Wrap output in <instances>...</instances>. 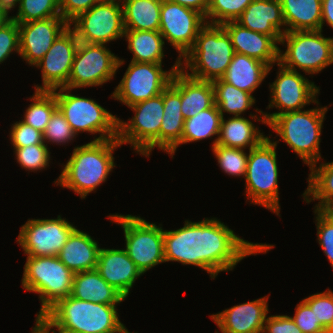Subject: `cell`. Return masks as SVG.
<instances>
[{"instance_id":"6da1fadb","label":"cell","mask_w":333,"mask_h":333,"mask_svg":"<svg viewBox=\"0 0 333 333\" xmlns=\"http://www.w3.org/2000/svg\"><path fill=\"white\" fill-rule=\"evenodd\" d=\"M274 245L248 242L235 235L216 218L186 220L177 230H164L165 262L198 266L214 279L219 272L233 270L246 256L266 253Z\"/></svg>"},{"instance_id":"7a4b0ae2","label":"cell","mask_w":333,"mask_h":333,"mask_svg":"<svg viewBox=\"0 0 333 333\" xmlns=\"http://www.w3.org/2000/svg\"><path fill=\"white\" fill-rule=\"evenodd\" d=\"M122 144L115 139L91 141L75 147L64 165L61 175L54 181L63 188L73 190L85 198L105 182L114 164L113 151Z\"/></svg>"},{"instance_id":"3957f363","label":"cell","mask_w":333,"mask_h":333,"mask_svg":"<svg viewBox=\"0 0 333 333\" xmlns=\"http://www.w3.org/2000/svg\"><path fill=\"white\" fill-rule=\"evenodd\" d=\"M117 304H100L69 295L36 318L43 326H58L73 333H124Z\"/></svg>"},{"instance_id":"277c9868","label":"cell","mask_w":333,"mask_h":333,"mask_svg":"<svg viewBox=\"0 0 333 333\" xmlns=\"http://www.w3.org/2000/svg\"><path fill=\"white\" fill-rule=\"evenodd\" d=\"M234 54L231 38L223 25L206 23L194 46L182 57L185 65L181 61L180 68H188L185 73L192 78L213 82L223 77Z\"/></svg>"},{"instance_id":"5b68a950","label":"cell","mask_w":333,"mask_h":333,"mask_svg":"<svg viewBox=\"0 0 333 333\" xmlns=\"http://www.w3.org/2000/svg\"><path fill=\"white\" fill-rule=\"evenodd\" d=\"M327 107L285 112L276 116L268 126L309 167L321 160L320 136Z\"/></svg>"},{"instance_id":"8992f818","label":"cell","mask_w":333,"mask_h":333,"mask_svg":"<svg viewBox=\"0 0 333 333\" xmlns=\"http://www.w3.org/2000/svg\"><path fill=\"white\" fill-rule=\"evenodd\" d=\"M74 273L57 256H27L22 287L39 294L44 315L59 300L71 295Z\"/></svg>"},{"instance_id":"52a82bcc","label":"cell","mask_w":333,"mask_h":333,"mask_svg":"<svg viewBox=\"0 0 333 333\" xmlns=\"http://www.w3.org/2000/svg\"><path fill=\"white\" fill-rule=\"evenodd\" d=\"M277 141L268 136L249 150L245 174L247 199L280 215L278 192Z\"/></svg>"},{"instance_id":"ba28073f","label":"cell","mask_w":333,"mask_h":333,"mask_svg":"<svg viewBox=\"0 0 333 333\" xmlns=\"http://www.w3.org/2000/svg\"><path fill=\"white\" fill-rule=\"evenodd\" d=\"M285 42L287 49L279 50V64L286 69L297 71V67L313 75L333 64V37H324L322 30L285 32L280 44Z\"/></svg>"},{"instance_id":"9c48e42d","label":"cell","mask_w":333,"mask_h":333,"mask_svg":"<svg viewBox=\"0 0 333 333\" xmlns=\"http://www.w3.org/2000/svg\"><path fill=\"white\" fill-rule=\"evenodd\" d=\"M58 91V92H57ZM71 89L63 87L53 90L57 108L64 115L75 134L100 133L93 141L115 139L118 137V118L93 99L75 96Z\"/></svg>"},{"instance_id":"30bf717a","label":"cell","mask_w":333,"mask_h":333,"mask_svg":"<svg viewBox=\"0 0 333 333\" xmlns=\"http://www.w3.org/2000/svg\"><path fill=\"white\" fill-rule=\"evenodd\" d=\"M108 217L122 226L126 241L125 251L142 274L165 262L162 227L139 216L116 214Z\"/></svg>"},{"instance_id":"8fae6325","label":"cell","mask_w":333,"mask_h":333,"mask_svg":"<svg viewBox=\"0 0 333 333\" xmlns=\"http://www.w3.org/2000/svg\"><path fill=\"white\" fill-rule=\"evenodd\" d=\"M129 108L135 116L129 122L118 118V141L130 144L140 154L149 157L151 151L160 149V127L164 116L163 91L161 94L136 103Z\"/></svg>"},{"instance_id":"7c38bea8","label":"cell","mask_w":333,"mask_h":333,"mask_svg":"<svg viewBox=\"0 0 333 333\" xmlns=\"http://www.w3.org/2000/svg\"><path fill=\"white\" fill-rule=\"evenodd\" d=\"M180 66L179 58L170 71H164L162 64L131 61L111 98L128 107L153 98L170 84L174 72L180 69Z\"/></svg>"},{"instance_id":"4fadbf2b","label":"cell","mask_w":333,"mask_h":333,"mask_svg":"<svg viewBox=\"0 0 333 333\" xmlns=\"http://www.w3.org/2000/svg\"><path fill=\"white\" fill-rule=\"evenodd\" d=\"M277 65L280 71H278L277 79L270 85L272 97L267 108L276 107L280 112L268 114L256 109L258 113L262 114V117L250 114L252 119H257L267 125L280 114L299 111L311 103L319 104L316 95L319 94L320 89L314 82H310L298 71L286 69L279 63Z\"/></svg>"},{"instance_id":"5bb4252c","label":"cell","mask_w":333,"mask_h":333,"mask_svg":"<svg viewBox=\"0 0 333 333\" xmlns=\"http://www.w3.org/2000/svg\"><path fill=\"white\" fill-rule=\"evenodd\" d=\"M124 60L119 59L105 44L79 42L66 88L99 86L110 81Z\"/></svg>"},{"instance_id":"9a60e30c","label":"cell","mask_w":333,"mask_h":333,"mask_svg":"<svg viewBox=\"0 0 333 333\" xmlns=\"http://www.w3.org/2000/svg\"><path fill=\"white\" fill-rule=\"evenodd\" d=\"M72 23V24H71ZM79 42L107 44L124 36L122 5L97 3L70 22Z\"/></svg>"},{"instance_id":"2e32d148","label":"cell","mask_w":333,"mask_h":333,"mask_svg":"<svg viewBox=\"0 0 333 333\" xmlns=\"http://www.w3.org/2000/svg\"><path fill=\"white\" fill-rule=\"evenodd\" d=\"M205 16L192 8L162 0L159 32L178 52L179 59L194 46Z\"/></svg>"},{"instance_id":"e0dca14e","label":"cell","mask_w":333,"mask_h":333,"mask_svg":"<svg viewBox=\"0 0 333 333\" xmlns=\"http://www.w3.org/2000/svg\"><path fill=\"white\" fill-rule=\"evenodd\" d=\"M75 229L60 215L57 219H31L21 227L17 242L27 256H58Z\"/></svg>"},{"instance_id":"ac0fdd59","label":"cell","mask_w":333,"mask_h":333,"mask_svg":"<svg viewBox=\"0 0 333 333\" xmlns=\"http://www.w3.org/2000/svg\"><path fill=\"white\" fill-rule=\"evenodd\" d=\"M78 46L79 40L70 25L35 65L42 67L43 80V85H36L35 91H53L66 86Z\"/></svg>"},{"instance_id":"d6986e66","label":"cell","mask_w":333,"mask_h":333,"mask_svg":"<svg viewBox=\"0 0 333 333\" xmlns=\"http://www.w3.org/2000/svg\"><path fill=\"white\" fill-rule=\"evenodd\" d=\"M69 26L62 17L19 23L20 57L29 65H36Z\"/></svg>"},{"instance_id":"ffe728a7","label":"cell","mask_w":333,"mask_h":333,"mask_svg":"<svg viewBox=\"0 0 333 333\" xmlns=\"http://www.w3.org/2000/svg\"><path fill=\"white\" fill-rule=\"evenodd\" d=\"M268 298L261 297L210 315L222 333H263L269 312ZM218 333V331H216Z\"/></svg>"},{"instance_id":"44dd1931","label":"cell","mask_w":333,"mask_h":333,"mask_svg":"<svg viewBox=\"0 0 333 333\" xmlns=\"http://www.w3.org/2000/svg\"><path fill=\"white\" fill-rule=\"evenodd\" d=\"M95 270L125 298L136 279L143 275L125 249L100 248Z\"/></svg>"},{"instance_id":"7402d4cb","label":"cell","mask_w":333,"mask_h":333,"mask_svg":"<svg viewBox=\"0 0 333 333\" xmlns=\"http://www.w3.org/2000/svg\"><path fill=\"white\" fill-rule=\"evenodd\" d=\"M231 38L236 53L255 58L269 67L279 63L278 44L271 36L242 27L236 21L222 24Z\"/></svg>"},{"instance_id":"603a6c76","label":"cell","mask_w":333,"mask_h":333,"mask_svg":"<svg viewBox=\"0 0 333 333\" xmlns=\"http://www.w3.org/2000/svg\"><path fill=\"white\" fill-rule=\"evenodd\" d=\"M242 27L271 36L278 44L286 26L280 0H253L236 20Z\"/></svg>"},{"instance_id":"cb8c5ba5","label":"cell","mask_w":333,"mask_h":333,"mask_svg":"<svg viewBox=\"0 0 333 333\" xmlns=\"http://www.w3.org/2000/svg\"><path fill=\"white\" fill-rule=\"evenodd\" d=\"M170 85L181 95V113L185 119L214 104L212 82L192 78L181 68L174 72Z\"/></svg>"},{"instance_id":"d4e9b609","label":"cell","mask_w":333,"mask_h":333,"mask_svg":"<svg viewBox=\"0 0 333 333\" xmlns=\"http://www.w3.org/2000/svg\"><path fill=\"white\" fill-rule=\"evenodd\" d=\"M100 247L93 238L75 229L58 254V258L73 273L96 269Z\"/></svg>"},{"instance_id":"484cf974","label":"cell","mask_w":333,"mask_h":333,"mask_svg":"<svg viewBox=\"0 0 333 333\" xmlns=\"http://www.w3.org/2000/svg\"><path fill=\"white\" fill-rule=\"evenodd\" d=\"M164 113L160 127V149L172 156L181 144L185 118L181 113V95L169 84L163 90Z\"/></svg>"},{"instance_id":"4316f807","label":"cell","mask_w":333,"mask_h":333,"mask_svg":"<svg viewBox=\"0 0 333 333\" xmlns=\"http://www.w3.org/2000/svg\"><path fill=\"white\" fill-rule=\"evenodd\" d=\"M272 67L255 58L235 52L221 79L240 90L252 94L264 81Z\"/></svg>"},{"instance_id":"83f0119b","label":"cell","mask_w":333,"mask_h":333,"mask_svg":"<svg viewBox=\"0 0 333 333\" xmlns=\"http://www.w3.org/2000/svg\"><path fill=\"white\" fill-rule=\"evenodd\" d=\"M71 296L100 304H119L125 300L96 270L74 273Z\"/></svg>"},{"instance_id":"f1b7e54d","label":"cell","mask_w":333,"mask_h":333,"mask_svg":"<svg viewBox=\"0 0 333 333\" xmlns=\"http://www.w3.org/2000/svg\"><path fill=\"white\" fill-rule=\"evenodd\" d=\"M265 138L252 121L245 117L233 116L228 120L222 117L219 136L214 140L212 147L215 145L237 149L249 147L250 150L258 146Z\"/></svg>"},{"instance_id":"f546056e","label":"cell","mask_w":333,"mask_h":333,"mask_svg":"<svg viewBox=\"0 0 333 333\" xmlns=\"http://www.w3.org/2000/svg\"><path fill=\"white\" fill-rule=\"evenodd\" d=\"M280 1L286 24L285 32L321 30L322 0Z\"/></svg>"},{"instance_id":"4dcf8cb0","label":"cell","mask_w":333,"mask_h":333,"mask_svg":"<svg viewBox=\"0 0 333 333\" xmlns=\"http://www.w3.org/2000/svg\"><path fill=\"white\" fill-rule=\"evenodd\" d=\"M162 0H125L122 5L125 30L159 31Z\"/></svg>"},{"instance_id":"1f68e13d","label":"cell","mask_w":333,"mask_h":333,"mask_svg":"<svg viewBox=\"0 0 333 333\" xmlns=\"http://www.w3.org/2000/svg\"><path fill=\"white\" fill-rule=\"evenodd\" d=\"M123 37L133 53L132 62L162 64L165 42L159 31L125 30Z\"/></svg>"},{"instance_id":"d6a6232c","label":"cell","mask_w":333,"mask_h":333,"mask_svg":"<svg viewBox=\"0 0 333 333\" xmlns=\"http://www.w3.org/2000/svg\"><path fill=\"white\" fill-rule=\"evenodd\" d=\"M310 170L308 187L303 193V197L306 203L315 199L320 200L315 205V209L323 210L333 200V162H323L319 167L315 163Z\"/></svg>"},{"instance_id":"836d02e7","label":"cell","mask_w":333,"mask_h":333,"mask_svg":"<svg viewBox=\"0 0 333 333\" xmlns=\"http://www.w3.org/2000/svg\"><path fill=\"white\" fill-rule=\"evenodd\" d=\"M221 119L222 115L215 104L195 116L185 119L181 144L197 142L215 135L219 136Z\"/></svg>"},{"instance_id":"e575fe53","label":"cell","mask_w":333,"mask_h":333,"mask_svg":"<svg viewBox=\"0 0 333 333\" xmlns=\"http://www.w3.org/2000/svg\"><path fill=\"white\" fill-rule=\"evenodd\" d=\"M214 89V104L218 107L222 117L224 112L234 116H241L255 103L251 93L236 88L234 85L218 79L212 82Z\"/></svg>"},{"instance_id":"d590c367","label":"cell","mask_w":333,"mask_h":333,"mask_svg":"<svg viewBox=\"0 0 333 333\" xmlns=\"http://www.w3.org/2000/svg\"><path fill=\"white\" fill-rule=\"evenodd\" d=\"M30 100L33 102L26 109L22 121L43 133L57 109L55 94L52 91H35Z\"/></svg>"},{"instance_id":"8d00e7d4","label":"cell","mask_w":333,"mask_h":333,"mask_svg":"<svg viewBox=\"0 0 333 333\" xmlns=\"http://www.w3.org/2000/svg\"><path fill=\"white\" fill-rule=\"evenodd\" d=\"M18 12L12 19L19 23L44 20L51 17H61L60 0H17Z\"/></svg>"},{"instance_id":"74e56055","label":"cell","mask_w":333,"mask_h":333,"mask_svg":"<svg viewBox=\"0 0 333 333\" xmlns=\"http://www.w3.org/2000/svg\"><path fill=\"white\" fill-rule=\"evenodd\" d=\"M253 0H210L205 16L206 23L224 24L236 21ZM208 18L211 20L208 21Z\"/></svg>"},{"instance_id":"f35d334b","label":"cell","mask_w":333,"mask_h":333,"mask_svg":"<svg viewBox=\"0 0 333 333\" xmlns=\"http://www.w3.org/2000/svg\"><path fill=\"white\" fill-rule=\"evenodd\" d=\"M212 151L220 168L225 173L232 176H244L245 178L249 154H246L244 149L215 145L212 147Z\"/></svg>"},{"instance_id":"ab89813d","label":"cell","mask_w":333,"mask_h":333,"mask_svg":"<svg viewBox=\"0 0 333 333\" xmlns=\"http://www.w3.org/2000/svg\"><path fill=\"white\" fill-rule=\"evenodd\" d=\"M47 144L28 145L14 148L16 160L22 168L38 171L49 166L50 152Z\"/></svg>"},{"instance_id":"60d3db41","label":"cell","mask_w":333,"mask_h":333,"mask_svg":"<svg viewBox=\"0 0 333 333\" xmlns=\"http://www.w3.org/2000/svg\"><path fill=\"white\" fill-rule=\"evenodd\" d=\"M76 134L73 132L71 126L66 121L64 115L57 108L50 117L46 129L43 132V139L45 142H53L56 144L68 143L73 140ZM49 140V141H47Z\"/></svg>"},{"instance_id":"b9f144b4","label":"cell","mask_w":333,"mask_h":333,"mask_svg":"<svg viewBox=\"0 0 333 333\" xmlns=\"http://www.w3.org/2000/svg\"><path fill=\"white\" fill-rule=\"evenodd\" d=\"M303 300L314 311L316 319H319L333 333V292L328 289V291L313 294Z\"/></svg>"},{"instance_id":"7bdbcfd3","label":"cell","mask_w":333,"mask_h":333,"mask_svg":"<svg viewBox=\"0 0 333 333\" xmlns=\"http://www.w3.org/2000/svg\"><path fill=\"white\" fill-rule=\"evenodd\" d=\"M294 317H291L302 333H331L319 319H316L314 311L302 300L296 306Z\"/></svg>"},{"instance_id":"ee69618b","label":"cell","mask_w":333,"mask_h":333,"mask_svg":"<svg viewBox=\"0 0 333 333\" xmlns=\"http://www.w3.org/2000/svg\"><path fill=\"white\" fill-rule=\"evenodd\" d=\"M10 140L13 148H21L28 145L45 144L43 133L23 121L12 124Z\"/></svg>"},{"instance_id":"f6af8a7d","label":"cell","mask_w":333,"mask_h":333,"mask_svg":"<svg viewBox=\"0 0 333 333\" xmlns=\"http://www.w3.org/2000/svg\"><path fill=\"white\" fill-rule=\"evenodd\" d=\"M316 227L318 242L327 255L333 268V220L322 210H316Z\"/></svg>"},{"instance_id":"bcb514c9","label":"cell","mask_w":333,"mask_h":333,"mask_svg":"<svg viewBox=\"0 0 333 333\" xmlns=\"http://www.w3.org/2000/svg\"><path fill=\"white\" fill-rule=\"evenodd\" d=\"M15 51L19 54V27L13 19L0 28V64Z\"/></svg>"},{"instance_id":"7dc6e473","label":"cell","mask_w":333,"mask_h":333,"mask_svg":"<svg viewBox=\"0 0 333 333\" xmlns=\"http://www.w3.org/2000/svg\"><path fill=\"white\" fill-rule=\"evenodd\" d=\"M263 333H302L294 320L287 315L266 317Z\"/></svg>"},{"instance_id":"c3c4849f","label":"cell","mask_w":333,"mask_h":333,"mask_svg":"<svg viewBox=\"0 0 333 333\" xmlns=\"http://www.w3.org/2000/svg\"><path fill=\"white\" fill-rule=\"evenodd\" d=\"M100 3L99 0H60L61 17L69 24L79 14L88 11L95 4Z\"/></svg>"},{"instance_id":"681fc988","label":"cell","mask_w":333,"mask_h":333,"mask_svg":"<svg viewBox=\"0 0 333 333\" xmlns=\"http://www.w3.org/2000/svg\"><path fill=\"white\" fill-rule=\"evenodd\" d=\"M197 10L206 16L210 0H167Z\"/></svg>"},{"instance_id":"f907efd6","label":"cell","mask_w":333,"mask_h":333,"mask_svg":"<svg viewBox=\"0 0 333 333\" xmlns=\"http://www.w3.org/2000/svg\"><path fill=\"white\" fill-rule=\"evenodd\" d=\"M325 22L333 28V0H322L321 30Z\"/></svg>"},{"instance_id":"816d5d0a","label":"cell","mask_w":333,"mask_h":333,"mask_svg":"<svg viewBox=\"0 0 333 333\" xmlns=\"http://www.w3.org/2000/svg\"><path fill=\"white\" fill-rule=\"evenodd\" d=\"M12 8L3 2H0V28L4 27L12 20V16H8L9 10Z\"/></svg>"},{"instance_id":"f5cc1de1","label":"cell","mask_w":333,"mask_h":333,"mask_svg":"<svg viewBox=\"0 0 333 333\" xmlns=\"http://www.w3.org/2000/svg\"><path fill=\"white\" fill-rule=\"evenodd\" d=\"M322 211L333 220V200Z\"/></svg>"},{"instance_id":"db71d44e","label":"cell","mask_w":333,"mask_h":333,"mask_svg":"<svg viewBox=\"0 0 333 333\" xmlns=\"http://www.w3.org/2000/svg\"><path fill=\"white\" fill-rule=\"evenodd\" d=\"M100 3H108V4H116V5H120V3H123L125 2V0H99Z\"/></svg>"},{"instance_id":"11a10c76","label":"cell","mask_w":333,"mask_h":333,"mask_svg":"<svg viewBox=\"0 0 333 333\" xmlns=\"http://www.w3.org/2000/svg\"><path fill=\"white\" fill-rule=\"evenodd\" d=\"M46 329H50V330H52L51 328H57V331H58V333H73V332H69V331H66V330H64V329H61V328H59L58 326H44Z\"/></svg>"},{"instance_id":"9f6ffc18","label":"cell","mask_w":333,"mask_h":333,"mask_svg":"<svg viewBox=\"0 0 333 333\" xmlns=\"http://www.w3.org/2000/svg\"><path fill=\"white\" fill-rule=\"evenodd\" d=\"M17 0H0V2L8 4L11 8L15 5Z\"/></svg>"},{"instance_id":"6f0895ef","label":"cell","mask_w":333,"mask_h":333,"mask_svg":"<svg viewBox=\"0 0 333 333\" xmlns=\"http://www.w3.org/2000/svg\"><path fill=\"white\" fill-rule=\"evenodd\" d=\"M124 333H132V332H129L128 329L125 327Z\"/></svg>"}]
</instances>
